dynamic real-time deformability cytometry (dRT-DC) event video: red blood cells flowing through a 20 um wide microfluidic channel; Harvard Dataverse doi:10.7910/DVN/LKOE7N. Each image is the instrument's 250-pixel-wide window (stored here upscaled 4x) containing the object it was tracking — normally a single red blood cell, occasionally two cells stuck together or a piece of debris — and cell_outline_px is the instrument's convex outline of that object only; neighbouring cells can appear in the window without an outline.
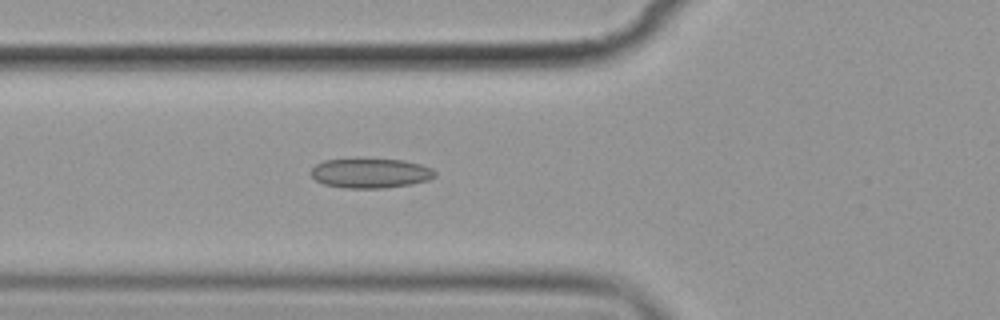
{"species": "common noctule bat (a hibernating species)", "species_latin": "Nyctalus noctula", "temperature_condition": "cold", "stored_images_in_passage": 4, "camera_frame_rate_fps": 3000, "um_per_image_px": 0.085, "animal": {"sex": "female", "body_mass_g": 19.9}, "frame": {"image": 1, "passage_image": 4, "time_ms": 3.333, "image_size_px": [1000, 320], "cell_outline_px": [[436, 176], [428, 180], [408, 184], [384, 188], [344, 188], [324, 184], [316, 180], [308, 172], [316, 164], [324, 160], [356, 156], [404, 160], [420, 164], [432, 168], [436, 172]], "centroid_in_image_um": [31.44, 14.67], "position_along_channel_um": 94.4, "area_um2": 22.31}}